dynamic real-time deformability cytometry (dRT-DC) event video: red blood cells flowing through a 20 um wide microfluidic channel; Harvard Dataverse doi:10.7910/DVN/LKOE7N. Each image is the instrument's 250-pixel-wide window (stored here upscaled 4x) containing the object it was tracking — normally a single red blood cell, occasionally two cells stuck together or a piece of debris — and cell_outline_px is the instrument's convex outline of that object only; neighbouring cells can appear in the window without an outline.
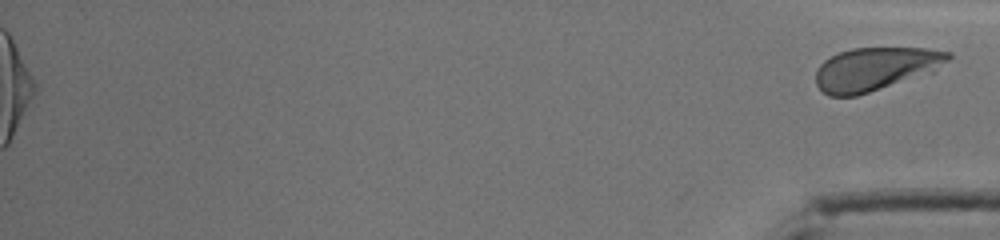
{"species": "human", "species_latin": "Homo sapiens", "temperature_condition": "cold", "stored_images_in_passage": 55, "segment_of_instrument_passage": [2, 2], "camera_frame_rate_fps": 3000, "um_per_image_px": 0.085, "donor": {"sex": "male"}, "frame": {"image": 1, "passage_image": 55, "time_ms": 18.0, "image_size_px": [1000, 240], "cell_outline_px": [[952, 56], [948, 60], [932, 72], [856, 96], [828, 96], [816, 84], [816, 68], [824, 60], [840, 52], [852, 48], [928, 48], [952, 52]], "centroid_in_image_um": [74.4, 5.84], "position_along_channel_um": 360.8, "area_um2": 33.12}}